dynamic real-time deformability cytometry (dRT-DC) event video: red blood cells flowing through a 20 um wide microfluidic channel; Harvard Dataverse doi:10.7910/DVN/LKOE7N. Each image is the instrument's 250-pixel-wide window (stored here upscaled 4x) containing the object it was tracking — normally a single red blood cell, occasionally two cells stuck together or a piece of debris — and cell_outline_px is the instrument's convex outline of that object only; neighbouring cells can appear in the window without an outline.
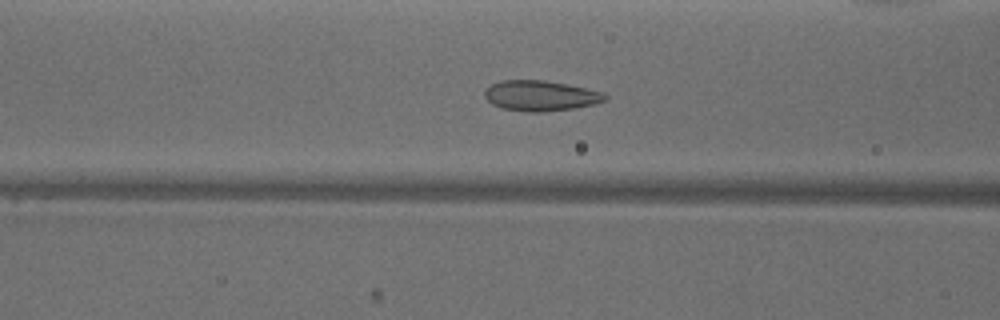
{"species": "common noctule bat (a hibernating species)", "species_latin": "Nyctalus noctula", "temperature_condition": "warm", "stored_images_in_passage": 40, "camera_frame_rate_fps": 3000, "um_per_image_px": 0.085, "animal": {"sex": "male", "body_mass_g": 18.8}, "frame": {"image": 1, "passage_image": 19, "time_ms": 6.0, "image_size_px": [1000, 320], "cell_outline_px": [[608, 100], [576, 108], [540, 112], [528, 112], [500, 108], [492, 104], [484, 96], [484, 92], [492, 84], [500, 80], [544, 80], [568, 84], [604, 92], [608, 96]], "centroid_in_image_um": [45.97, 8.13], "position_along_channel_um": 120.6, "area_um2": 21.44}}
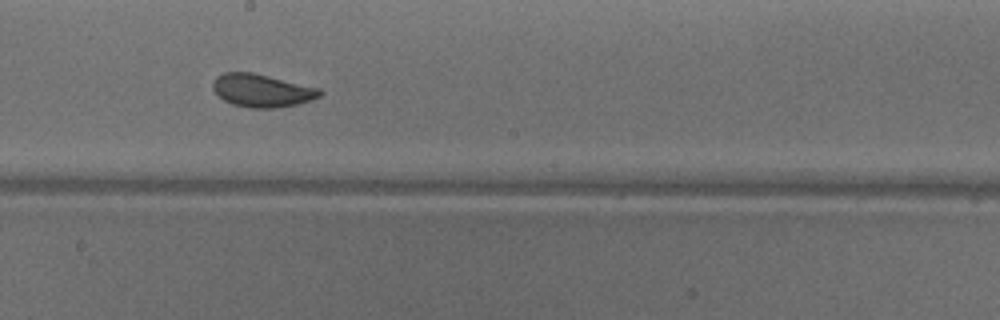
{"frame": {"image": 2, "passage_image": 27, "time_ms": 8.667, "image_size_px": [1000, 320], "cell_outline_px": [[324, 92], [320, 96], [296, 104], [276, 108], [252, 108], [232, 104], [224, 100], [212, 88], [212, 80], [216, 76], [224, 72], [252, 72], [320, 88]], "centroid_in_image_um": [22.24, 7.68], "position_along_channel_um": 226.0, "area_um2": 20.46}}
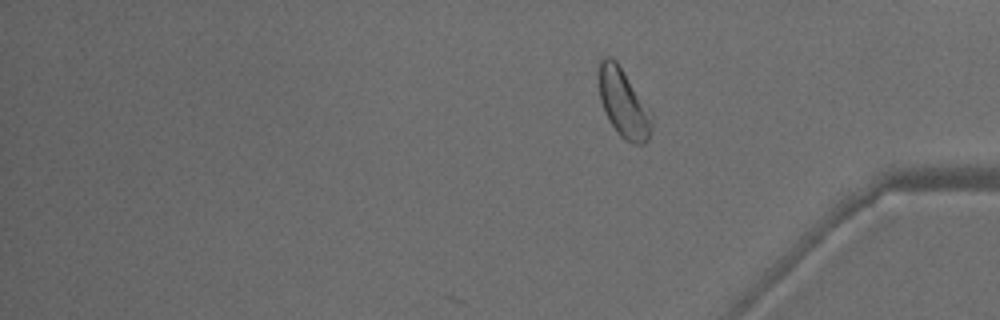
{"frame": {"image": 3, "passage_image": 40, "time_ms": 13.0, "image_size_px": [1000, 320], "cell_outline_px": [[652, 128], [648, 140], [644, 144], [632, 144], [624, 140], [616, 132], [608, 120], [604, 112], [600, 100], [596, 64], [604, 56], [612, 56], [616, 60], [652, 108]], "centroid_in_image_um": [52.99, 8.73], "position_along_channel_um": 382.2, "area_um2": 22.37}, "authors_computed_cell_mechanics": {"area_um2": 21.1259, "velocity_mm_per_s": 3.9445, "shape_relaxation_time_tau1_ms": 3.3881, "shape_relaxation_time_tau2_ms": 0.8064, "deformation_change_tau1": 0.1025, "deformation_change_tau2": 0.0577}}